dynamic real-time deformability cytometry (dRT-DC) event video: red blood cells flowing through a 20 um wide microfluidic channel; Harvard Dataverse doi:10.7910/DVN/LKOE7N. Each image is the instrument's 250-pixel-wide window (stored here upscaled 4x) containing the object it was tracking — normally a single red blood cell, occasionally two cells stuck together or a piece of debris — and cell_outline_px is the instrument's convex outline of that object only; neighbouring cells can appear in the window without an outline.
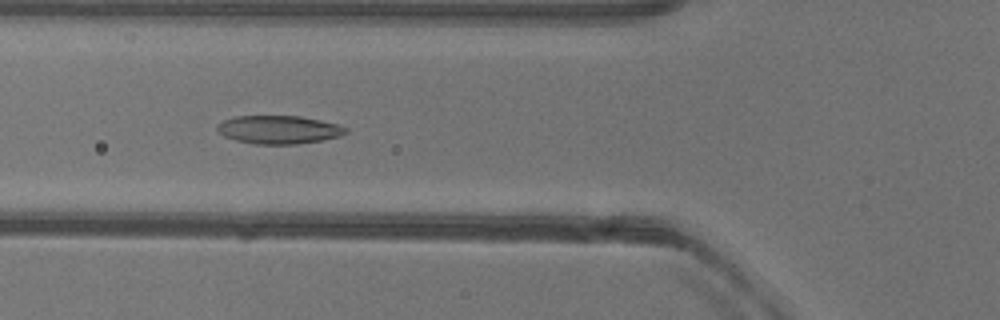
{"species": "common noctule bat (a hibernating species)", "species_latin": "Nyctalus noctula", "temperature_condition": "warm", "stored_images_in_passage": 52, "camera_frame_rate_fps": 3000, "um_per_image_px": 0.085, "animal": {"sex": "female"}, "frame": {"image": 1, "passage_image": 19, "time_ms": 6.0, "image_size_px": [1000, 320], "cell_outline_px": [[348, 132], [340, 136], [320, 140], [296, 144], [256, 144], [236, 140], [224, 136], [216, 128], [216, 124], [224, 120], [236, 116], [300, 116], [340, 124], [348, 128]], "centroid_in_image_um": [23.71, 11.01], "position_along_channel_um": 102.1, "area_um2": 21.15}}
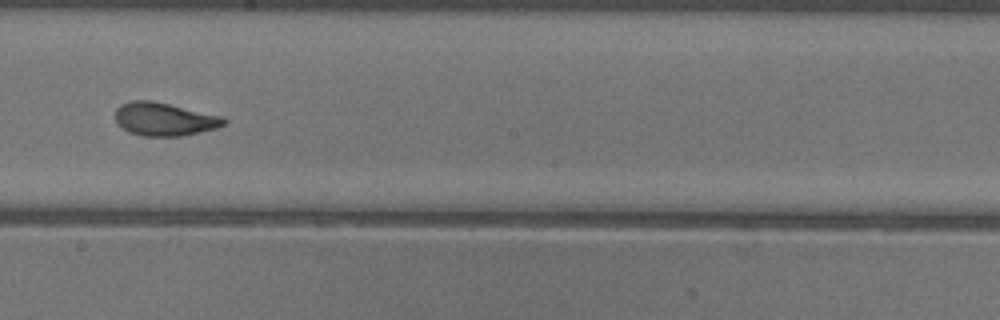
{"frame": {"image": 2, "passage_image": 29, "time_ms": 9.333, "image_size_px": [1000, 320], "cell_outline_px": [[228, 120], [224, 124], [216, 128], [200, 132], [180, 136], [140, 136], [128, 132], [116, 124], [116, 108], [120, 104], [132, 100], [152, 100], [224, 116]], "centroid_in_image_um": [13.96, 10.12], "position_along_channel_um": 234.2, "area_um2": 21.27}}
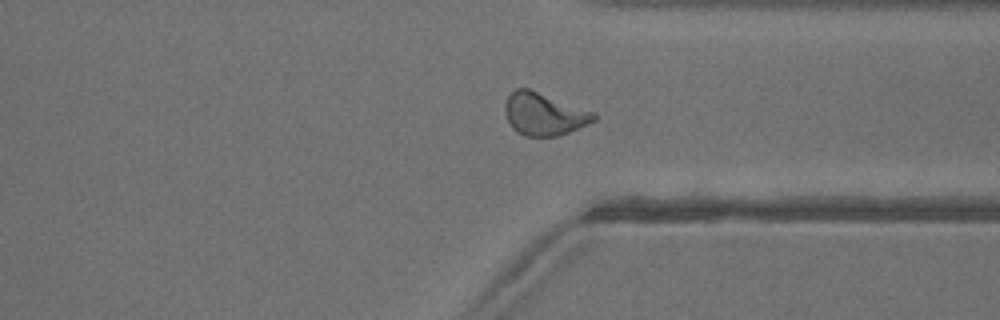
{"frame": {"image": 3, "passage_image": 39, "time_ms": 12.667, "image_size_px": [1000, 320], "cell_outline_px": [[596, 120], [588, 124], [568, 132], [556, 136], [524, 136], [516, 132], [512, 128], [504, 112], [504, 104], [508, 96], [516, 88], [528, 88], [596, 112]], "centroid_in_image_um": [46.23, 9.69], "position_along_channel_um": 365.2, "area_um2": 22.08}, "authors_computed_cell_mechanics": {"area_um2": 21.9351, "velocity_mm_per_s": 3.9573, "shape_relaxation_time_tau1_ms": 6.8459, "shape_relaxation_time_tau2_ms": 1.1098, "deformation_change_tau1": 0.2124, "deformation_change_tau2": 0.0728}}